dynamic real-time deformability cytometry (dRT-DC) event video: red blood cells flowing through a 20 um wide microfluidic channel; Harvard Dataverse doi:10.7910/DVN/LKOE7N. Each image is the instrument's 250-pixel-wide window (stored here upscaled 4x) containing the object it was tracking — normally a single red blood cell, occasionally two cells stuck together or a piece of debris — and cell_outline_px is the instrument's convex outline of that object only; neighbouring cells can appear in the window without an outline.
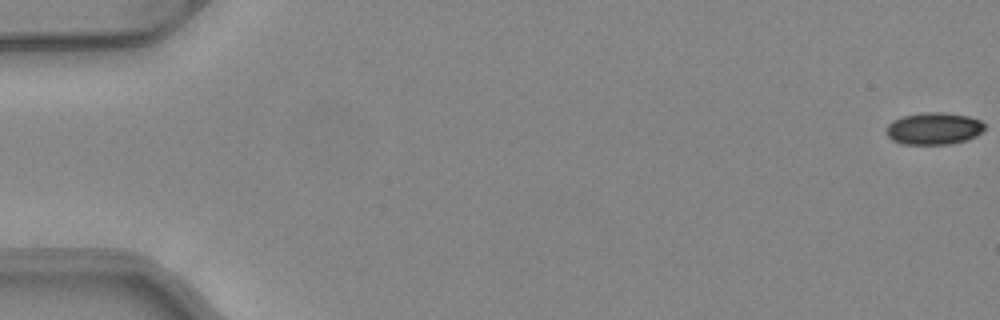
{"species": "common noctule bat (a hibernating species)", "species_latin": "Nyctalus noctula", "temperature_condition": "warm", "stored_images_in_passage": 52, "camera_frame_rate_fps": 3000, "um_per_image_px": 0.085, "animal": {"sex": "female", "body_mass_g": 24.6, "forearm_length_mm": 56.2}, "frame": {"image": 1, "passage_image": 1, "time_ms": 0.0, "image_size_px": [1000, 320], "cell_outline_px": [[984, 128], [976, 136], [952, 144], [900, 144], [892, 140], [884, 132], [884, 128], [892, 120], [900, 116], [924, 112], [940, 112], [968, 116], [980, 120], [984, 124]], "centroid_in_image_um": [79.3, 10.92], "position_along_channel_um": 5.7, "area_um2": 18.55}}
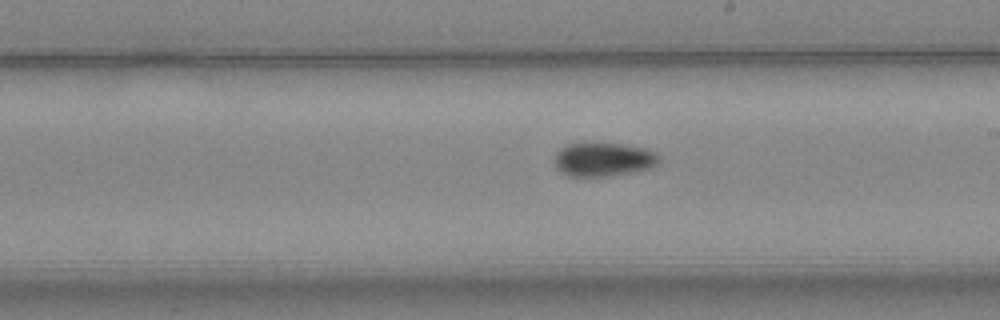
{"frame": {"image": 2, "passage_image": 30, "time_ms": 9.667, "image_size_px": [1000, 320], "cell_outline_px": [[656, 164], [648, 168], [632, 172], [608, 176], [568, 176], [560, 172], [552, 164], [552, 160], [556, 152], [560, 148], [568, 144], [620, 144], [644, 148], [652, 152], [656, 156]], "centroid_in_image_um": [51.16, 13.57], "position_along_channel_um": 237.8, "area_um2": 20.23}}
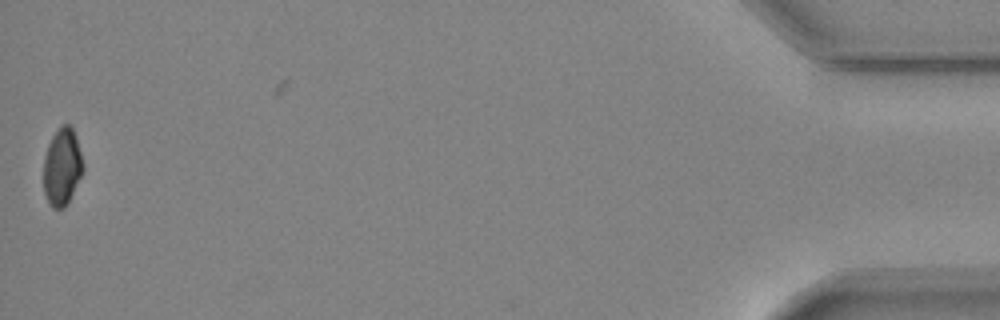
{"frame": {"image": 3, "passage_image": 51, "time_ms": 16.667, "image_size_px": [1000, 320], "cell_outline_px": [[84, 172], [68, 204], [64, 208], [52, 208], [48, 204], [44, 192], [44, 156], [48, 144], [52, 136], [60, 124], [68, 124], [72, 128], [76, 136], [84, 168]], "centroid_in_image_um": [5.28, 14.2], "position_along_channel_um": 429.9, "area_um2": 18.09}}